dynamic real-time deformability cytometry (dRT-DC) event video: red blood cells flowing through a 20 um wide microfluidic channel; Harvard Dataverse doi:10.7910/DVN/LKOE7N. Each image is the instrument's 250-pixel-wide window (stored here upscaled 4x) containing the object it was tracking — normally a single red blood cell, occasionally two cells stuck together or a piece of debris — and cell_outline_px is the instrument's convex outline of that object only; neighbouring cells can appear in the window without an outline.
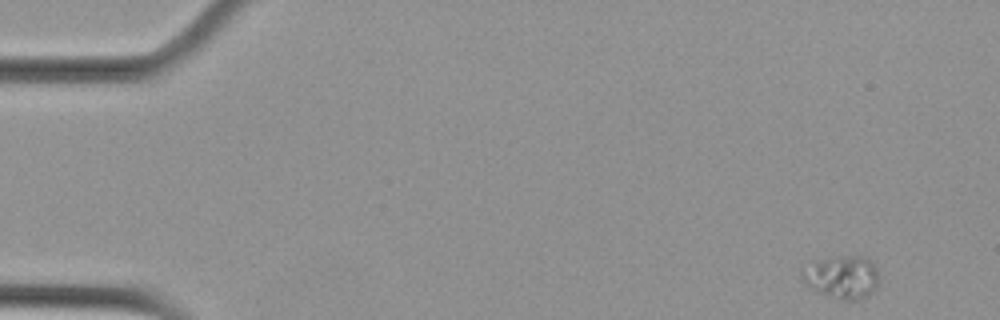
{"species": "Egyptian fruit bat (a non-hibernating species)", "species_latin": "Rousettus aegyptiacus", "temperature_condition": "cold", "stored_images_in_passage": 5, "camera_frame_rate_fps": 3000, "um_per_image_px": 0.085, "animal": {"sex": "female"}, "frame": {"image": 1, "passage_image": 5, "time_ms": 1.333, "image_size_px": [1000, 320], "cell_outline_px": [[876, 288], [868, 296], [856, 300], [844, 300], [820, 292], [812, 288], [804, 280], [800, 272], [800, 268], [820, 260], [844, 256], [864, 256], [876, 268]], "centroid_in_image_um": [71.56, 23.55], "position_along_channel_um": 13.4, "area_um2": 18.61}}